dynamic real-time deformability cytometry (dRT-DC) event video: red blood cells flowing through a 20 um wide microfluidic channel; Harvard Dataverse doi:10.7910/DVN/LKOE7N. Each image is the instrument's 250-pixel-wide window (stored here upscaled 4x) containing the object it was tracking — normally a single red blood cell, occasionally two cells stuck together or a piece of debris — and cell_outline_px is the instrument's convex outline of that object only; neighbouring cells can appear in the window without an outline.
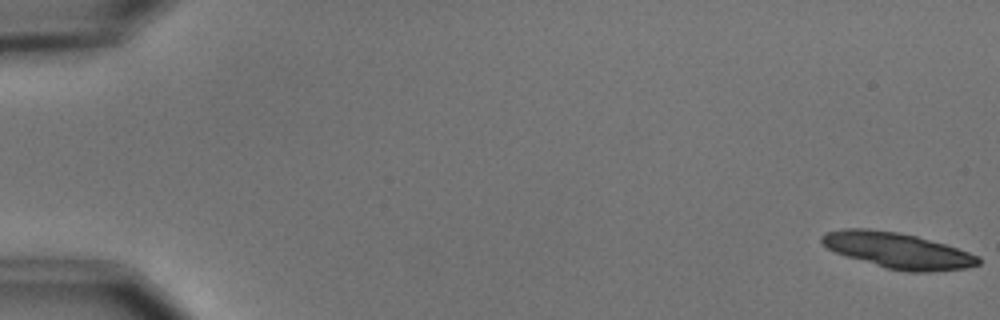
{"species": "common noctule bat (a hibernating species)", "species_latin": "Nyctalus noctula", "temperature_condition": "cold", "stored_images_in_passage": 6, "camera_frame_rate_fps": 3000, "um_per_image_px": 0.085, "animal": {"sex": "male", "body_mass_g": 15.6}, "frame": {"image": 1, "passage_image": 1, "time_ms": 0.0, "image_size_px": [1000, 320], "cell_outline_px": [[980, 264], [964, 268], [932, 272], [908, 272], [888, 268], [848, 256], [836, 252], [828, 248], [820, 240], [820, 236], [824, 232], [844, 228], [868, 228], [896, 232], [916, 236], [944, 244], [980, 256]], "centroid_in_image_um": [76.3, 21.28], "position_along_channel_um": 8.7, "area_um2": 32.19}}